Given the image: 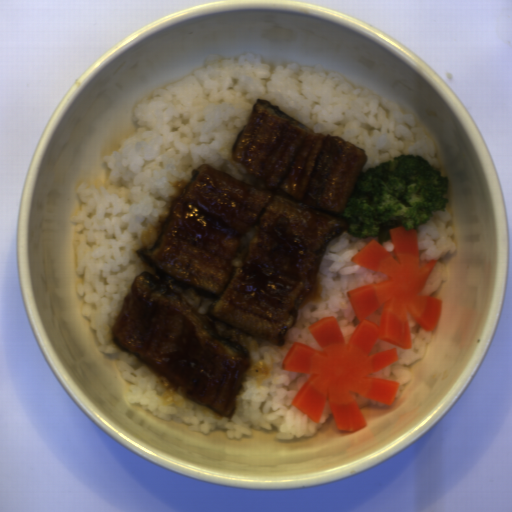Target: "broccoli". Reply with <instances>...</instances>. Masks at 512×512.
<instances>
[{
    "mask_svg": "<svg viewBox=\"0 0 512 512\" xmlns=\"http://www.w3.org/2000/svg\"><path fill=\"white\" fill-rule=\"evenodd\" d=\"M450 177L422 155L400 154L363 172L353 193L337 215L350 222L349 235L358 239L376 237L383 246L391 241L389 229L419 230L432 212H444L449 202Z\"/></svg>",
    "mask_w": 512,
    "mask_h": 512,
    "instance_id": "1706d50b",
    "label": "broccoli"
}]
</instances>
